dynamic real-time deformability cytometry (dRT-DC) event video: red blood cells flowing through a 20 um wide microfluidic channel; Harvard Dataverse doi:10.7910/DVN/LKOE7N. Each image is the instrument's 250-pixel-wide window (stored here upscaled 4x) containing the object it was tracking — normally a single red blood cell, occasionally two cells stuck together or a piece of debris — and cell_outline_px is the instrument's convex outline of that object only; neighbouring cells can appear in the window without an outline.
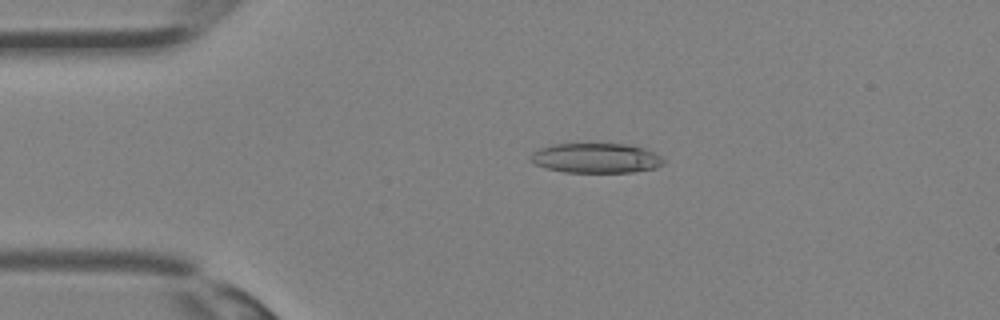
{"species": "Egyptian fruit bat (a non-hibernating species)", "species_latin": "Rousettus aegyptiacus", "temperature_condition": "room temperature", "stored_images_in_passage": 36, "camera_frame_rate_fps": 3000, "um_per_image_px": 0.085, "animal": {"sex": "female"}, "frame": {"image": 1, "passage_image": 8, "time_ms": 2.333, "image_size_px": [1000, 320], "cell_outline_px": [[664, 164], [656, 168], [632, 172], [564, 172], [544, 168], [536, 164], [532, 160], [532, 152], [540, 148], [552, 144], [628, 144], [644, 148], [660, 156], [664, 160]], "centroid_in_image_um": [50.67, 13.44], "position_along_channel_um": 34.3, "area_um2": 23.0}}
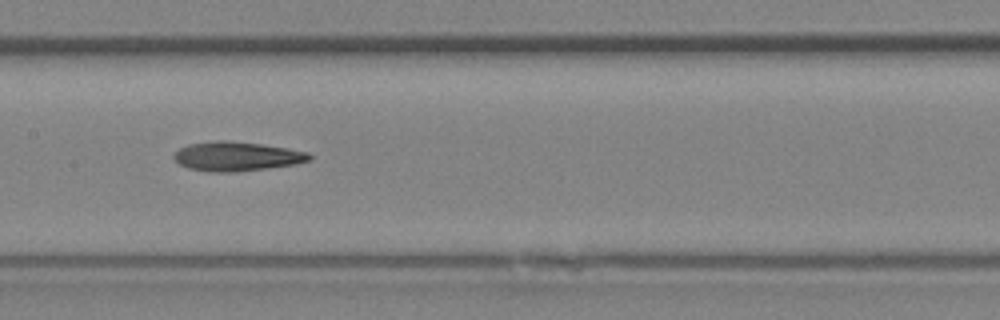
{"frame": {"image": 2, "passage_image": 18, "time_ms": 5.667, "image_size_px": [1000, 320], "cell_outline_px": [[312, 160], [292, 164], [268, 168], [236, 172], [208, 172], [188, 168], [180, 164], [172, 156], [180, 148], [188, 144], [216, 140], [224, 140], [260, 144], [288, 148], [308, 152], [312, 156]], "centroid_in_image_um": [20.11, 13.29], "position_along_channel_um": 187.3, "area_um2": 23.06}}
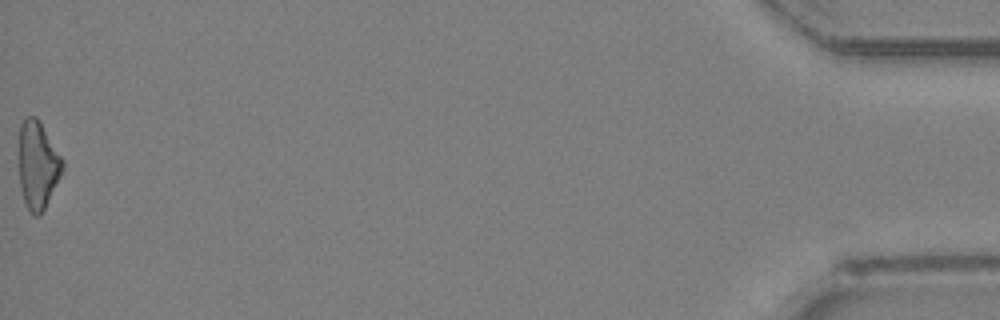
{"frame": {"image": 3, "passage_image": 36, "time_ms": 11.667, "image_size_px": [1000, 320], "cell_outline_px": [[64, 168], [40, 216], [32, 216], [24, 200], [20, 188], [20, 124], [28, 116], [36, 116], [40, 120], [64, 160]], "centroid_in_image_um": [3.23, 14.01], "position_along_channel_um": 432.0, "area_um2": 22.08}}